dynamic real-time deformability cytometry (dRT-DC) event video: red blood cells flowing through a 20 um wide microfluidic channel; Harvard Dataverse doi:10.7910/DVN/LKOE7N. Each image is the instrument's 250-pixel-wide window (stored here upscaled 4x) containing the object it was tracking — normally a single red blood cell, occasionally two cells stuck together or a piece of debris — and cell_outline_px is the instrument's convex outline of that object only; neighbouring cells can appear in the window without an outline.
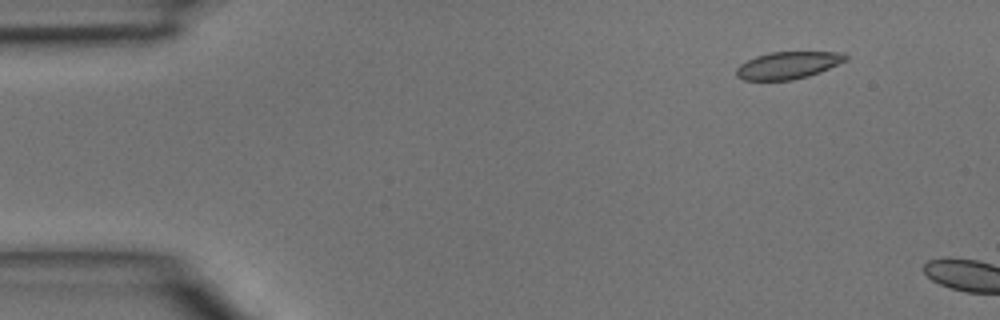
{"species": "common noctule bat (a hibernating species)", "species_latin": "Nyctalus noctula", "temperature_condition": "room temperature", "stored_images_in_passage": 3, "camera_frame_rate_fps": 3000, "um_per_image_px": 0.085, "animal": {"sex": "male", "body_mass_g": 15.6}, "frame": {"image": 1, "passage_image": 2, "time_ms": 0.333, "image_size_px": [1000, 320], "cell_outline_px": [[848, 60], [820, 72], [808, 76], [792, 80], [744, 80], [736, 76], [736, 68], [740, 64], [756, 56], [768, 52], [844, 52], [848, 56]], "centroid_in_image_um": [67.0, 5.54], "position_along_channel_um": 18.0, "area_um2": 17.4}}